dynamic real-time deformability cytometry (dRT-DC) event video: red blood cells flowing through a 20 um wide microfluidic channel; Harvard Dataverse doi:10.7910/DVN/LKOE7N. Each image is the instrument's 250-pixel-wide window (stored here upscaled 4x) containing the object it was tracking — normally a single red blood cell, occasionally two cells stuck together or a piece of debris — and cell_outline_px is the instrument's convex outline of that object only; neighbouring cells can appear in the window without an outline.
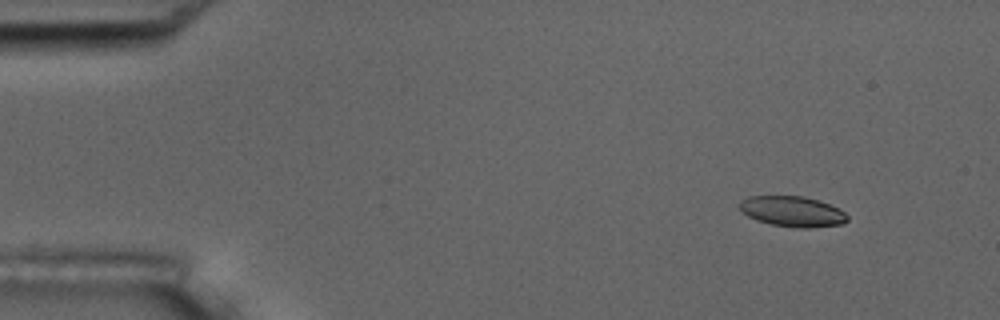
{"species": "common noctule bat (a hibernating species)", "species_latin": "Nyctalus noctula", "temperature_condition": "room temperature", "stored_images_in_passage": 4, "camera_frame_rate_fps": 3000, "um_per_image_px": 0.085, "animal": {"sex": "male", "body_mass_g": 17.5, "forearm_length_mm": 52.3}, "frame": {"image": 1, "passage_image": 1, "time_ms": 0.0, "image_size_px": [1000, 320], "cell_outline_px": [[848, 220], [844, 224], [808, 228], [796, 228], [772, 224], [756, 220], [748, 216], [740, 208], [740, 200], [748, 196], [804, 196], [840, 208], [848, 216]], "centroid_in_image_um": [67.38, 17.98], "position_along_channel_um": 17.6, "area_um2": 19.13}}
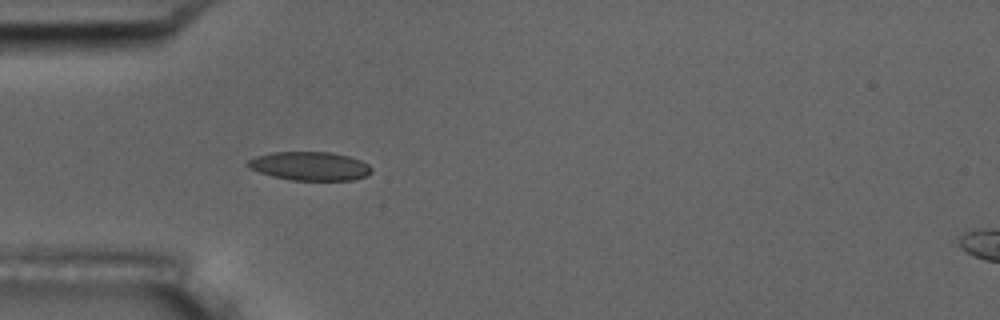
{"frame": {"image": 2, "passage_image": 4, "time_ms": 3.667, "image_size_px": [1000, 320], "cell_outline_px": [[372, 172], [364, 176], [352, 180], [292, 180], [272, 176], [248, 168], [244, 164], [248, 160], [256, 156], [272, 152], [332, 152], [348, 156], [360, 160], [368, 164], [372, 168]], "centroid_in_image_um": [26.31, 14.11], "position_along_channel_um": 58.7, "area_um2": 20.69}}